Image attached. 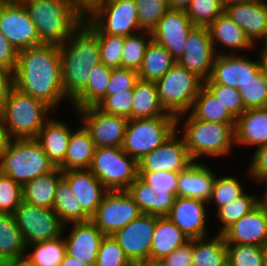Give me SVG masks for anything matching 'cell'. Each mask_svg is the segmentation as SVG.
Returning a JSON list of instances; mask_svg holds the SVG:
<instances>
[{
	"label": "cell",
	"instance_id": "6da1fadb",
	"mask_svg": "<svg viewBox=\"0 0 267 266\" xmlns=\"http://www.w3.org/2000/svg\"><path fill=\"white\" fill-rule=\"evenodd\" d=\"M14 87L41 100L52 112L63 100L71 104L64 92L59 45L41 44L18 51Z\"/></svg>",
	"mask_w": 267,
	"mask_h": 266
},
{
	"label": "cell",
	"instance_id": "7a4b0ae2",
	"mask_svg": "<svg viewBox=\"0 0 267 266\" xmlns=\"http://www.w3.org/2000/svg\"><path fill=\"white\" fill-rule=\"evenodd\" d=\"M59 50L64 92L72 102L85 89L91 70L101 63L98 37L82 22Z\"/></svg>",
	"mask_w": 267,
	"mask_h": 266
},
{
	"label": "cell",
	"instance_id": "3957f363",
	"mask_svg": "<svg viewBox=\"0 0 267 266\" xmlns=\"http://www.w3.org/2000/svg\"><path fill=\"white\" fill-rule=\"evenodd\" d=\"M176 122V131L183 137L193 162H203L206 157L227 158L235 148V123L198 120L189 112L177 116Z\"/></svg>",
	"mask_w": 267,
	"mask_h": 266
},
{
	"label": "cell",
	"instance_id": "277c9868",
	"mask_svg": "<svg viewBox=\"0 0 267 266\" xmlns=\"http://www.w3.org/2000/svg\"><path fill=\"white\" fill-rule=\"evenodd\" d=\"M43 44L61 45L84 17L67 0H21Z\"/></svg>",
	"mask_w": 267,
	"mask_h": 266
},
{
	"label": "cell",
	"instance_id": "5b68a950",
	"mask_svg": "<svg viewBox=\"0 0 267 266\" xmlns=\"http://www.w3.org/2000/svg\"><path fill=\"white\" fill-rule=\"evenodd\" d=\"M51 108L15 87L0 106L9 139H35L44 123L53 116Z\"/></svg>",
	"mask_w": 267,
	"mask_h": 266
},
{
	"label": "cell",
	"instance_id": "8992f818",
	"mask_svg": "<svg viewBox=\"0 0 267 266\" xmlns=\"http://www.w3.org/2000/svg\"><path fill=\"white\" fill-rule=\"evenodd\" d=\"M54 168L36 139H10L0 155V173L22 186Z\"/></svg>",
	"mask_w": 267,
	"mask_h": 266
},
{
	"label": "cell",
	"instance_id": "52a82bcc",
	"mask_svg": "<svg viewBox=\"0 0 267 266\" xmlns=\"http://www.w3.org/2000/svg\"><path fill=\"white\" fill-rule=\"evenodd\" d=\"M175 116H157L128 121L121 148L137 162L176 132Z\"/></svg>",
	"mask_w": 267,
	"mask_h": 266
},
{
	"label": "cell",
	"instance_id": "ba28073f",
	"mask_svg": "<svg viewBox=\"0 0 267 266\" xmlns=\"http://www.w3.org/2000/svg\"><path fill=\"white\" fill-rule=\"evenodd\" d=\"M203 82L196 74L176 63L155 82L162 107L175 117L188 113Z\"/></svg>",
	"mask_w": 267,
	"mask_h": 266
},
{
	"label": "cell",
	"instance_id": "9c48e42d",
	"mask_svg": "<svg viewBox=\"0 0 267 266\" xmlns=\"http://www.w3.org/2000/svg\"><path fill=\"white\" fill-rule=\"evenodd\" d=\"M95 34L128 36L142 31L135 0H107L83 19Z\"/></svg>",
	"mask_w": 267,
	"mask_h": 266
},
{
	"label": "cell",
	"instance_id": "30bf717a",
	"mask_svg": "<svg viewBox=\"0 0 267 266\" xmlns=\"http://www.w3.org/2000/svg\"><path fill=\"white\" fill-rule=\"evenodd\" d=\"M89 170L109 190H127L138 178V162L121 147L95 149Z\"/></svg>",
	"mask_w": 267,
	"mask_h": 266
},
{
	"label": "cell",
	"instance_id": "8fae6325",
	"mask_svg": "<svg viewBox=\"0 0 267 266\" xmlns=\"http://www.w3.org/2000/svg\"><path fill=\"white\" fill-rule=\"evenodd\" d=\"M12 214L26 245L55 239L63 234L64 224L53 209L22 201Z\"/></svg>",
	"mask_w": 267,
	"mask_h": 266
},
{
	"label": "cell",
	"instance_id": "7c38bea8",
	"mask_svg": "<svg viewBox=\"0 0 267 266\" xmlns=\"http://www.w3.org/2000/svg\"><path fill=\"white\" fill-rule=\"evenodd\" d=\"M141 214L127 190L109 191L91 221L104 235H114Z\"/></svg>",
	"mask_w": 267,
	"mask_h": 266
},
{
	"label": "cell",
	"instance_id": "4fadbf2b",
	"mask_svg": "<svg viewBox=\"0 0 267 266\" xmlns=\"http://www.w3.org/2000/svg\"><path fill=\"white\" fill-rule=\"evenodd\" d=\"M98 147H121L129 119L108 114L97 106L74 110Z\"/></svg>",
	"mask_w": 267,
	"mask_h": 266
},
{
	"label": "cell",
	"instance_id": "5bb4252c",
	"mask_svg": "<svg viewBox=\"0 0 267 266\" xmlns=\"http://www.w3.org/2000/svg\"><path fill=\"white\" fill-rule=\"evenodd\" d=\"M0 32L17 51L43 44L21 1L0 3Z\"/></svg>",
	"mask_w": 267,
	"mask_h": 266
},
{
	"label": "cell",
	"instance_id": "9a60e30c",
	"mask_svg": "<svg viewBox=\"0 0 267 266\" xmlns=\"http://www.w3.org/2000/svg\"><path fill=\"white\" fill-rule=\"evenodd\" d=\"M157 216L142 213L113 237L131 262H149Z\"/></svg>",
	"mask_w": 267,
	"mask_h": 266
},
{
	"label": "cell",
	"instance_id": "2e32d148",
	"mask_svg": "<svg viewBox=\"0 0 267 266\" xmlns=\"http://www.w3.org/2000/svg\"><path fill=\"white\" fill-rule=\"evenodd\" d=\"M216 55L208 27L195 26L190 31L183 54L176 63L205 81L211 75Z\"/></svg>",
	"mask_w": 267,
	"mask_h": 266
},
{
	"label": "cell",
	"instance_id": "e0dca14e",
	"mask_svg": "<svg viewBox=\"0 0 267 266\" xmlns=\"http://www.w3.org/2000/svg\"><path fill=\"white\" fill-rule=\"evenodd\" d=\"M191 163L183 137L176 131L167 141L138 161V172H181Z\"/></svg>",
	"mask_w": 267,
	"mask_h": 266
},
{
	"label": "cell",
	"instance_id": "ac0fdd59",
	"mask_svg": "<svg viewBox=\"0 0 267 266\" xmlns=\"http://www.w3.org/2000/svg\"><path fill=\"white\" fill-rule=\"evenodd\" d=\"M238 55L237 89L244 102L245 109L267 107V77L262 71L261 61Z\"/></svg>",
	"mask_w": 267,
	"mask_h": 266
},
{
	"label": "cell",
	"instance_id": "d6986e66",
	"mask_svg": "<svg viewBox=\"0 0 267 266\" xmlns=\"http://www.w3.org/2000/svg\"><path fill=\"white\" fill-rule=\"evenodd\" d=\"M207 202L197 198L177 196L167 217L191 239L209 236ZM210 215V216H209Z\"/></svg>",
	"mask_w": 267,
	"mask_h": 266
},
{
	"label": "cell",
	"instance_id": "ffe728a7",
	"mask_svg": "<svg viewBox=\"0 0 267 266\" xmlns=\"http://www.w3.org/2000/svg\"><path fill=\"white\" fill-rule=\"evenodd\" d=\"M194 27L186 11L168 9L152 30V40L165 47L177 61L183 54L187 37Z\"/></svg>",
	"mask_w": 267,
	"mask_h": 266
},
{
	"label": "cell",
	"instance_id": "44dd1931",
	"mask_svg": "<svg viewBox=\"0 0 267 266\" xmlns=\"http://www.w3.org/2000/svg\"><path fill=\"white\" fill-rule=\"evenodd\" d=\"M67 226L69 228L71 226L68 233L66 232ZM104 236L91 220L66 224L63 229L66 253L81 262L95 266L98 250Z\"/></svg>",
	"mask_w": 267,
	"mask_h": 266
},
{
	"label": "cell",
	"instance_id": "7402d4cb",
	"mask_svg": "<svg viewBox=\"0 0 267 266\" xmlns=\"http://www.w3.org/2000/svg\"><path fill=\"white\" fill-rule=\"evenodd\" d=\"M208 29L217 55L245 54L246 51L249 53L255 50V45L246 36L245 31L225 12L216 18Z\"/></svg>",
	"mask_w": 267,
	"mask_h": 266
},
{
	"label": "cell",
	"instance_id": "603a6c76",
	"mask_svg": "<svg viewBox=\"0 0 267 266\" xmlns=\"http://www.w3.org/2000/svg\"><path fill=\"white\" fill-rule=\"evenodd\" d=\"M222 234L226 244L261 246L267 240V208L259 203Z\"/></svg>",
	"mask_w": 267,
	"mask_h": 266
},
{
	"label": "cell",
	"instance_id": "cb8c5ba5",
	"mask_svg": "<svg viewBox=\"0 0 267 266\" xmlns=\"http://www.w3.org/2000/svg\"><path fill=\"white\" fill-rule=\"evenodd\" d=\"M82 210L91 218L109 190L89 169L62 171Z\"/></svg>",
	"mask_w": 267,
	"mask_h": 266
},
{
	"label": "cell",
	"instance_id": "d4e9b609",
	"mask_svg": "<svg viewBox=\"0 0 267 266\" xmlns=\"http://www.w3.org/2000/svg\"><path fill=\"white\" fill-rule=\"evenodd\" d=\"M225 13L245 31L254 45L263 37L267 28V0L228 5Z\"/></svg>",
	"mask_w": 267,
	"mask_h": 266
},
{
	"label": "cell",
	"instance_id": "484cf974",
	"mask_svg": "<svg viewBox=\"0 0 267 266\" xmlns=\"http://www.w3.org/2000/svg\"><path fill=\"white\" fill-rule=\"evenodd\" d=\"M63 121L64 119L50 116L35 138L49 161L57 168L64 161L70 135L74 130V128L72 129L73 125Z\"/></svg>",
	"mask_w": 267,
	"mask_h": 266
},
{
	"label": "cell",
	"instance_id": "4316f807",
	"mask_svg": "<svg viewBox=\"0 0 267 266\" xmlns=\"http://www.w3.org/2000/svg\"><path fill=\"white\" fill-rule=\"evenodd\" d=\"M205 162H193L185 170L179 172L177 196L197 198L208 201L216 172L204 164Z\"/></svg>",
	"mask_w": 267,
	"mask_h": 266
},
{
	"label": "cell",
	"instance_id": "83f0119b",
	"mask_svg": "<svg viewBox=\"0 0 267 266\" xmlns=\"http://www.w3.org/2000/svg\"><path fill=\"white\" fill-rule=\"evenodd\" d=\"M235 146L255 149L267 144V107L246 109L235 122Z\"/></svg>",
	"mask_w": 267,
	"mask_h": 266
},
{
	"label": "cell",
	"instance_id": "f1b7e54d",
	"mask_svg": "<svg viewBox=\"0 0 267 266\" xmlns=\"http://www.w3.org/2000/svg\"><path fill=\"white\" fill-rule=\"evenodd\" d=\"M70 135L63 163L58 167L61 171L89 169L92 163L95 143L82 124Z\"/></svg>",
	"mask_w": 267,
	"mask_h": 266
},
{
	"label": "cell",
	"instance_id": "f546056e",
	"mask_svg": "<svg viewBox=\"0 0 267 266\" xmlns=\"http://www.w3.org/2000/svg\"><path fill=\"white\" fill-rule=\"evenodd\" d=\"M188 241L185 234L167 216H157L151 242L150 261H161Z\"/></svg>",
	"mask_w": 267,
	"mask_h": 266
},
{
	"label": "cell",
	"instance_id": "4dcf8cb0",
	"mask_svg": "<svg viewBox=\"0 0 267 266\" xmlns=\"http://www.w3.org/2000/svg\"><path fill=\"white\" fill-rule=\"evenodd\" d=\"M157 116H173L162 107L156 83L138 79L133 88L131 119H146Z\"/></svg>",
	"mask_w": 267,
	"mask_h": 266
},
{
	"label": "cell",
	"instance_id": "1f68e13d",
	"mask_svg": "<svg viewBox=\"0 0 267 266\" xmlns=\"http://www.w3.org/2000/svg\"><path fill=\"white\" fill-rule=\"evenodd\" d=\"M62 178V171L55 167L51 172L41 175L22 186L23 201L38 207L53 209L55 188Z\"/></svg>",
	"mask_w": 267,
	"mask_h": 266
},
{
	"label": "cell",
	"instance_id": "d6a6232c",
	"mask_svg": "<svg viewBox=\"0 0 267 266\" xmlns=\"http://www.w3.org/2000/svg\"><path fill=\"white\" fill-rule=\"evenodd\" d=\"M192 266H228L223 234L193 239Z\"/></svg>",
	"mask_w": 267,
	"mask_h": 266
},
{
	"label": "cell",
	"instance_id": "836d02e7",
	"mask_svg": "<svg viewBox=\"0 0 267 266\" xmlns=\"http://www.w3.org/2000/svg\"><path fill=\"white\" fill-rule=\"evenodd\" d=\"M176 60L162 45L151 40L147 45L144 58L139 68V79L156 82L161 79L174 65Z\"/></svg>",
	"mask_w": 267,
	"mask_h": 266
},
{
	"label": "cell",
	"instance_id": "e575fe53",
	"mask_svg": "<svg viewBox=\"0 0 267 266\" xmlns=\"http://www.w3.org/2000/svg\"><path fill=\"white\" fill-rule=\"evenodd\" d=\"M112 68L99 63L91 70L85 89L71 102L74 110L97 106L106 96Z\"/></svg>",
	"mask_w": 267,
	"mask_h": 266
},
{
	"label": "cell",
	"instance_id": "d590c367",
	"mask_svg": "<svg viewBox=\"0 0 267 266\" xmlns=\"http://www.w3.org/2000/svg\"><path fill=\"white\" fill-rule=\"evenodd\" d=\"M53 210L64 225L91 220L82 210L79 201L71 191L70 185L63 177L58 181L55 188Z\"/></svg>",
	"mask_w": 267,
	"mask_h": 266
},
{
	"label": "cell",
	"instance_id": "8d00e7d4",
	"mask_svg": "<svg viewBox=\"0 0 267 266\" xmlns=\"http://www.w3.org/2000/svg\"><path fill=\"white\" fill-rule=\"evenodd\" d=\"M26 244L12 213H0V257L4 261L25 256Z\"/></svg>",
	"mask_w": 267,
	"mask_h": 266
},
{
	"label": "cell",
	"instance_id": "74e56055",
	"mask_svg": "<svg viewBox=\"0 0 267 266\" xmlns=\"http://www.w3.org/2000/svg\"><path fill=\"white\" fill-rule=\"evenodd\" d=\"M189 113L194 118L207 122H236V119L204 85L201 87L197 97L193 101Z\"/></svg>",
	"mask_w": 267,
	"mask_h": 266
},
{
	"label": "cell",
	"instance_id": "f35d334b",
	"mask_svg": "<svg viewBox=\"0 0 267 266\" xmlns=\"http://www.w3.org/2000/svg\"><path fill=\"white\" fill-rule=\"evenodd\" d=\"M260 203L259 193H247L246 191L237 199L218 208L213 216L220 222L216 231L222 234L237 220L252 211Z\"/></svg>",
	"mask_w": 267,
	"mask_h": 266
},
{
	"label": "cell",
	"instance_id": "ab89813d",
	"mask_svg": "<svg viewBox=\"0 0 267 266\" xmlns=\"http://www.w3.org/2000/svg\"><path fill=\"white\" fill-rule=\"evenodd\" d=\"M66 254L63 234L55 239L26 245L25 256L37 266H59Z\"/></svg>",
	"mask_w": 267,
	"mask_h": 266
},
{
	"label": "cell",
	"instance_id": "60d3db41",
	"mask_svg": "<svg viewBox=\"0 0 267 266\" xmlns=\"http://www.w3.org/2000/svg\"><path fill=\"white\" fill-rule=\"evenodd\" d=\"M240 178L231 175H218L215 177L212 192L209 200L207 201L208 207L213 204L217 210L225 204H229L235 199L239 198L244 192V186Z\"/></svg>",
	"mask_w": 267,
	"mask_h": 266
},
{
	"label": "cell",
	"instance_id": "b9f144b4",
	"mask_svg": "<svg viewBox=\"0 0 267 266\" xmlns=\"http://www.w3.org/2000/svg\"><path fill=\"white\" fill-rule=\"evenodd\" d=\"M152 40L151 32L140 31L124 39L122 67L138 71L147 45Z\"/></svg>",
	"mask_w": 267,
	"mask_h": 266
},
{
	"label": "cell",
	"instance_id": "7bdbcfd3",
	"mask_svg": "<svg viewBox=\"0 0 267 266\" xmlns=\"http://www.w3.org/2000/svg\"><path fill=\"white\" fill-rule=\"evenodd\" d=\"M238 54L216 55L209 79L203 83H217L237 89Z\"/></svg>",
	"mask_w": 267,
	"mask_h": 266
},
{
	"label": "cell",
	"instance_id": "ee69618b",
	"mask_svg": "<svg viewBox=\"0 0 267 266\" xmlns=\"http://www.w3.org/2000/svg\"><path fill=\"white\" fill-rule=\"evenodd\" d=\"M223 12L225 7L221 0H192L186 10L194 26L209 27Z\"/></svg>",
	"mask_w": 267,
	"mask_h": 266
},
{
	"label": "cell",
	"instance_id": "f6af8a7d",
	"mask_svg": "<svg viewBox=\"0 0 267 266\" xmlns=\"http://www.w3.org/2000/svg\"><path fill=\"white\" fill-rule=\"evenodd\" d=\"M139 27L142 31L152 30L169 9L167 0H135Z\"/></svg>",
	"mask_w": 267,
	"mask_h": 266
},
{
	"label": "cell",
	"instance_id": "bcb514c9",
	"mask_svg": "<svg viewBox=\"0 0 267 266\" xmlns=\"http://www.w3.org/2000/svg\"><path fill=\"white\" fill-rule=\"evenodd\" d=\"M99 41L101 63L110 68L122 67L125 36L96 34Z\"/></svg>",
	"mask_w": 267,
	"mask_h": 266
},
{
	"label": "cell",
	"instance_id": "7dc6e473",
	"mask_svg": "<svg viewBox=\"0 0 267 266\" xmlns=\"http://www.w3.org/2000/svg\"><path fill=\"white\" fill-rule=\"evenodd\" d=\"M228 266H263L260 246L227 244Z\"/></svg>",
	"mask_w": 267,
	"mask_h": 266
},
{
	"label": "cell",
	"instance_id": "c3c4849f",
	"mask_svg": "<svg viewBox=\"0 0 267 266\" xmlns=\"http://www.w3.org/2000/svg\"><path fill=\"white\" fill-rule=\"evenodd\" d=\"M126 256L113 235H105L101 241L95 266H130Z\"/></svg>",
	"mask_w": 267,
	"mask_h": 266
},
{
	"label": "cell",
	"instance_id": "681fc988",
	"mask_svg": "<svg viewBox=\"0 0 267 266\" xmlns=\"http://www.w3.org/2000/svg\"><path fill=\"white\" fill-rule=\"evenodd\" d=\"M203 85L220 101L229 113L237 119L246 109L238 89L217 83H203Z\"/></svg>",
	"mask_w": 267,
	"mask_h": 266
},
{
	"label": "cell",
	"instance_id": "f907efd6",
	"mask_svg": "<svg viewBox=\"0 0 267 266\" xmlns=\"http://www.w3.org/2000/svg\"><path fill=\"white\" fill-rule=\"evenodd\" d=\"M178 172H138V177L153 188L156 195H176Z\"/></svg>",
	"mask_w": 267,
	"mask_h": 266
},
{
	"label": "cell",
	"instance_id": "816d5d0a",
	"mask_svg": "<svg viewBox=\"0 0 267 266\" xmlns=\"http://www.w3.org/2000/svg\"><path fill=\"white\" fill-rule=\"evenodd\" d=\"M22 201V185L0 173V213H13Z\"/></svg>",
	"mask_w": 267,
	"mask_h": 266
},
{
	"label": "cell",
	"instance_id": "f5cc1de1",
	"mask_svg": "<svg viewBox=\"0 0 267 266\" xmlns=\"http://www.w3.org/2000/svg\"><path fill=\"white\" fill-rule=\"evenodd\" d=\"M133 103V90H126L116 95H106L97 107L113 115H118L131 120V108Z\"/></svg>",
	"mask_w": 267,
	"mask_h": 266
},
{
	"label": "cell",
	"instance_id": "db71d44e",
	"mask_svg": "<svg viewBox=\"0 0 267 266\" xmlns=\"http://www.w3.org/2000/svg\"><path fill=\"white\" fill-rule=\"evenodd\" d=\"M127 192L142 213L154 215V199L156 192L139 177L128 187Z\"/></svg>",
	"mask_w": 267,
	"mask_h": 266
},
{
	"label": "cell",
	"instance_id": "11a10c76",
	"mask_svg": "<svg viewBox=\"0 0 267 266\" xmlns=\"http://www.w3.org/2000/svg\"><path fill=\"white\" fill-rule=\"evenodd\" d=\"M139 79L138 72L128 68H113L106 95H116L126 90H133Z\"/></svg>",
	"mask_w": 267,
	"mask_h": 266
},
{
	"label": "cell",
	"instance_id": "9f6ffc18",
	"mask_svg": "<svg viewBox=\"0 0 267 266\" xmlns=\"http://www.w3.org/2000/svg\"><path fill=\"white\" fill-rule=\"evenodd\" d=\"M246 174L254 183L262 186V182L267 180V144L254 149Z\"/></svg>",
	"mask_w": 267,
	"mask_h": 266
},
{
	"label": "cell",
	"instance_id": "6f0895ef",
	"mask_svg": "<svg viewBox=\"0 0 267 266\" xmlns=\"http://www.w3.org/2000/svg\"><path fill=\"white\" fill-rule=\"evenodd\" d=\"M192 255L193 239L175 249L171 254L164 257L161 262L165 266H192Z\"/></svg>",
	"mask_w": 267,
	"mask_h": 266
},
{
	"label": "cell",
	"instance_id": "680465c9",
	"mask_svg": "<svg viewBox=\"0 0 267 266\" xmlns=\"http://www.w3.org/2000/svg\"><path fill=\"white\" fill-rule=\"evenodd\" d=\"M17 59L18 51L0 32V66L15 72Z\"/></svg>",
	"mask_w": 267,
	"mask_h": 266
},
{
	"label": "cell",
	"instance_id": "91938a15",
	"mask_svg": "<svg viewBox=\"0 0 267 266\" xmlns=\"http://www.w3.org/2000/svg\"><path fill=\"white\" fill-rule=\"evenodd\" d=\"M14 88V72L0 66V106Z\"/></svg>",
	"mask_w": 267,
	"mask_h": 266
},
{
	"label": "cell",
	"instance_id": "94428289",
	"mask_svg": "<svg viewBox=\"0 0 267 266\" xmlns=\"http://www.w3.org/2000/svg\"><path fill=\"white\" fill-rule=\"evenodd\" d=\"M176 195H156L154 199V216H167L174 205Z\"/></svg>",
	"mask_w": 267,
	"mask_h": 266
},
{
	"label": "cell",
	"instance_id": "6125c7cd",
	"mask_svg": "<svg viewBox=\"0 0 267 266\" xmlns=\"http://www.w3.org/2000/svg\"><path fill=\"white\" fill-rule=\"evenodd\" d=\"M83 17H86L101 0H67Z\"/></svg>",
	"mask_w": 267,
	"mask_h": 266
},
{
	"label": "cell",
	"instance_id": "be15d7a7",
	"mask_svg": "<svg viewBox=\"0 0 267 266\" xmlns=\"http://www.w3.org/2000/svg\"><path fill=\"white\" fill-rule=\"evenodd\" d=\"M9 136L6 132L5 125L3 123V118L0 112V155L6 149V146L9 142Z\"/></svg>",
	"mask_w": 267,
	"mask_h": 266
},
{
	"label": "cell",
	"instance_id": "e7e4bbea",
	"mask_svg": "<svg viewBox=\"0 0 267 266\" xmlns=\"http://www.w3.org/2000/svg\"><path fill=\"white\" fill-rule=\"evenodd\" d=\"M192 0H167L168 8L174 10L186 11Z\"/></svg>",
	"mask_w": 267,
	"mask_h": 266
},
{
	"label": "cell",
	"instance_id": "03108f58",
	"mask_svg": "<svg viewBox=\"0 0 267 266\" xmlns=\"http://www.w3.org/2000/svg\"><path fill=\"white\" fill-rule=\"evenodd\" d=\"M5 266H37L31 262L26 256L17 257L5 262Z\"/></svg>",
	"mask_w": 267,
	"mask_h": 266
},
{
	"label": "cell",
	"instance_id": "003e7915",
	"mask_svg": "<svg viewBox=\"0 0 267 266\" xmlns=\"http://www.w3.org/2000/svg\"><path fill=\"white\" fill-rule=\"evenodd\" d=\"M59 266H92V265L81 262L80 260H78V259H76V258H74V257H72L66 253Z\"/></svg>",
	"mask_w": 267,
	"mask_h": 266
},
{
	"label": "cell",
	"instance_id": "a7ac6f4b",
	"mask_svg": "<svg viewBox=\"0 0 267 266\" xmlns=\"http://www.w3.org/2000/svg\"><path fill=\"white\" fill-rule=\"evenodd\" d=\"M255 53H258L259 55H267V28L263 35V37L258 41V43L255 45Z\"/></svg>",
	"mask_w": 267,
	"mask_h": 266
},
{
	"label": "cell",
	"instance_id": "89a4df30",
	"mask_svg": "<svg viewBox=\"0 0 267 266\" xmlns=\"http://www.w3.org/2000/svg\"><path fill=\"white\" fill-rule=\"evenodd\" d=\"M224 7H227L228 5H233V4H242V3H250L256 0H221Z\"/></svg>",
	"mask_w": 267,
	"mask_h": 266
},
{
	"label": "cell",
	"instance_id": "2644e50d",
	"mask_svg": "<svg viewBox=\"0 0 267 266\" xmlns=\"http://www.w3.org/2000/svg\"><path fill=\"white\" fill-rule=\"evenodd\" d=\"M262 183H263V185L265 186V190L262 191V192H263L262 197L260 196V203H261L265 208H267V180L263 181Z\"/></svg>",
	"mask_w": 267,
	"mask_h": 266
},
{
	"label": "cell",
	"instance_id": "8c879c8a",
	"mask_svg": "<svg viewBox=\"0 0 267 266\" xmlns=\"http://www.w3.org/2000/svg\"><path fill=\"white\" fill-rule=\"evenodd\" d=\"M262 251L263 266H267V240L260 246Z\"/></svg>",
	"mask_w": 267,
	"mask_h": 266
},
{
	"label": "cell",
	"instance_id": "753ad0ef",
	"mask_svg": "<svg viewBox=\"0 0 267 266\" xmlns=\"http://www.w3.org/2000/svg\"><path fill=\"white\" fill-rule=\"evenodd\" d=\"M261 61L262 71L266 74L267 77V55H259Z\"/></svg>",
	"mask_w": 267,
	"mask_h": 266
},
{
	"label": "cell",
	"instance_id": "34e18365",
	"mask_svg": "<svg viewBox=\"0 0 267 266\" xmlns=\"http://www.w3.org/2000/svg\"><path fill=\"white\" fill-rule=\"evenodd\" d=\"M130 266H151L148 262H132Z\"/></svg>",
	"mask_w": 267,
	"mask_h": 266
},
{
	"label": "cell",
	"instance_id": "11e5206c",
	"mask_svg": "<svg viewBox=\"0 0 267 266\" xmlns=\"http://www.w3.org/2000/svg\"><path fill=\"white\" fill-rule=\"evenodd\" d=\"M151 266H165L161 261H149Z\"/></svg>",
	"mask_w": 267,
	"mask_h": 266
},
{
	"label": "cell",
	"instance_id": "2a66077c",
	"mask_svg": "<svg viewBox=\"0 0 267 266\" xmlns=\"http://www.w3.org/2000/svg\"><path fill=\"white\" fill-rule=\"evenodd\" d=\"M5 262L1 257H0V266H5Z\"/></svg>",
	"mask_w": 267,
	"mask_h": 266
}]
</instances>
